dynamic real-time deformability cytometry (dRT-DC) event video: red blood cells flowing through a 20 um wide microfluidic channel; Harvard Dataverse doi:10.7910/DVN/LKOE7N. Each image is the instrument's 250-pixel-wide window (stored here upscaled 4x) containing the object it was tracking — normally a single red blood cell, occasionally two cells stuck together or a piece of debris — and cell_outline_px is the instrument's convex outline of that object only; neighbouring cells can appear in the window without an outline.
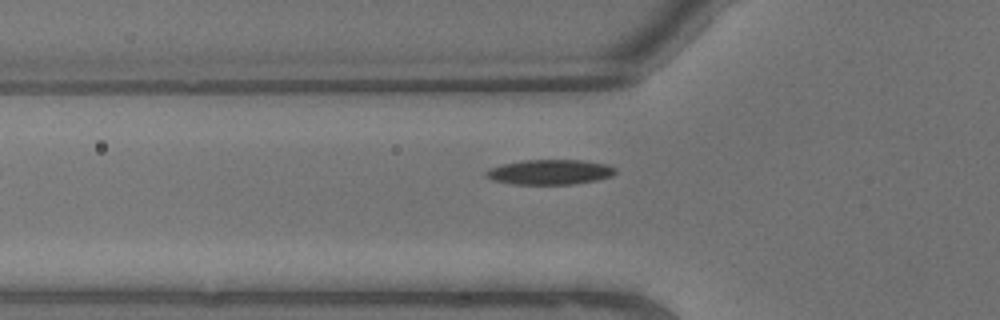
{"species": "common noctule bat (a hibernating species)", "species_latin": "Nyctalus noctula", "temperature_condition": "warm", "stored_images_in_passage": 3, "camera_frame_rate_fps": 3000, "um_per_image_px": 0.085, "animal": {"sex": "male", "body_mass_g": 13.3}, "frame": {"image": 1, "passage_image": 3, "time_ms": 0.667, "image_size_px": [1000, 320], "cell_outline_px": [[616, 172], [612, 176], [596, 180], [576, 184], [512, 184], [492, 180], [484, 176], [484, 172], [492, 168], [504, 164], [524, 160], [580, 160], [608, 164], [616, 168]], "centroid_in_image_um": [46.76, 14.63], "position_along_channel_um": 79.0, "area_um2": 18.84}}